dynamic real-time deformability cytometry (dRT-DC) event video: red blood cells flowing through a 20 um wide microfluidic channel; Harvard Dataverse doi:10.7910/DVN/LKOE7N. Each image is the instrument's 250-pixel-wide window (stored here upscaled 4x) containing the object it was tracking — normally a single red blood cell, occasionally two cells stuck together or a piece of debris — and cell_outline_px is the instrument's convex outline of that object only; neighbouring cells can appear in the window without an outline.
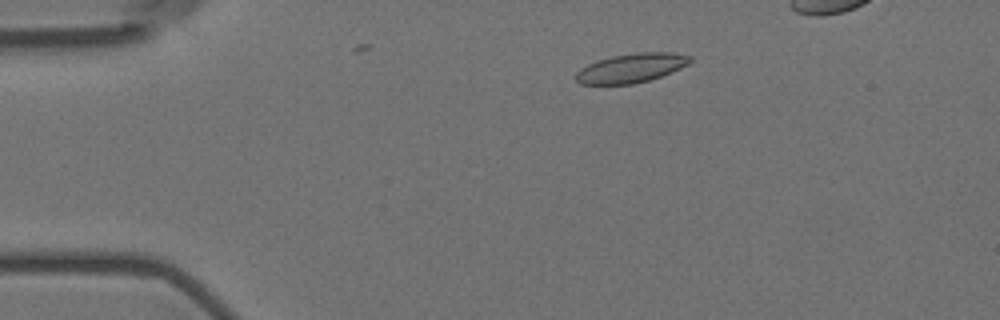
{"species": "Egyptian fruit bat (a non-hibernating species)", "species_latin": "Rousettus aegyptiacus", "temperature_condition": "room temperature", "stored_images_in_passage": 6, "camera_frame_rate_fps": 3000, "um_per_image_px": 0.085, "animal": {"sex": "female"}, "frame": {"image": 1, "passage_image": 4, "time_ms": 1.0, "image_size_px": [1000, 320], "cell_outline_px": [[692, 60], [688, 64], [680, 68], [660, 76], [648, 80], [632, 84], [580, 84], [576, 80], [576, 72], [580, 68], [596, 60], [612, 56], [636, 52], [672, 52], [692, 56]], "centroid_in_image_um": [53.64, 5.77], "position_along_channel_um": 31.4, "area_um2": 19.36}}